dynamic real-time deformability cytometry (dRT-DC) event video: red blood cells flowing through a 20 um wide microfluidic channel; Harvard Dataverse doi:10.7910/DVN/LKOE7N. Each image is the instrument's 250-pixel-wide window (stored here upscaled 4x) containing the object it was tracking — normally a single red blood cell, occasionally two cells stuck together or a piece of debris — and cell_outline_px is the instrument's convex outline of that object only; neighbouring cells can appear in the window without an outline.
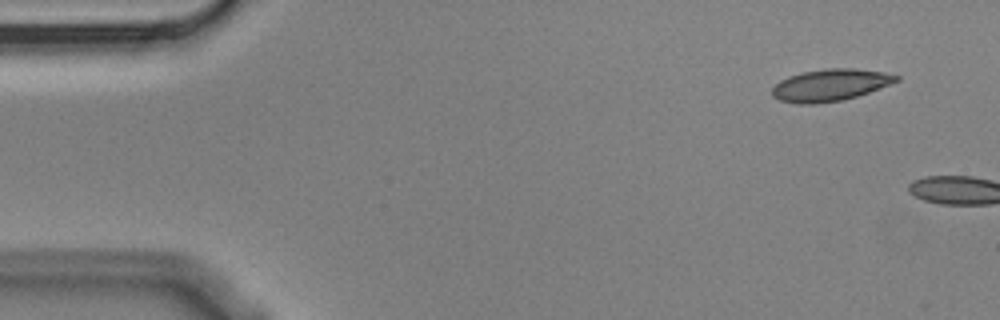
{"species": "Egyptian fruit bat (a non-hibernating species)", "species_latin": "Rousettus aegyptiacus", "temperature_condition": "cold", "stored_images_in_passage": 2, "camera_frame_rate_fps": 3000, "um_per_image_px": 0.085, "animal": {"sex": "male"}, "frame": {"image": 1, "passage_image": 1, "time_ms": 0.0, "image_size_px": [1000, 320], "cell_outline_px": [[900, 80], [892, 84], [856, 96], [840, 100], [812, 104], [800, 104], [780, 100], [772, 96], [772, 88], [780, 80], [788, 76], [800, 72], [828, 68], [856, 68], [884, 72], [900, 76]], "centroid_in_image_um": [70.58, 7.21], "position_along_channel_um": 14.4, "area_um2": 23.12}}